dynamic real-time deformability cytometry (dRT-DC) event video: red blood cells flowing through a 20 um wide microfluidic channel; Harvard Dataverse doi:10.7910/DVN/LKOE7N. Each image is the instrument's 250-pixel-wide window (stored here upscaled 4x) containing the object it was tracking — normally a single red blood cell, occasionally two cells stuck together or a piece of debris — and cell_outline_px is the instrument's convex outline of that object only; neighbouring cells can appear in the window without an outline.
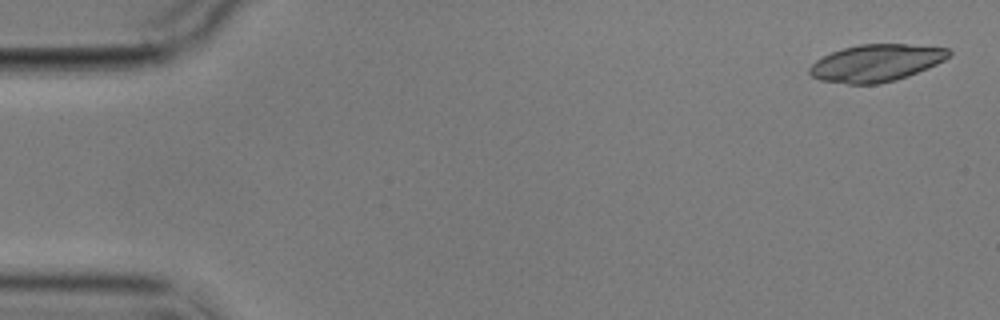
{"species": "common noctule bat (a hibernating species)", "species_latin": "Nyctalus noctula", "temperature_condition": "cold", "stored_images_in_passage": 4, "camera_frame_rate_fps": 3000, "um_per_image_px": 0.085, "animal": {"sex": "male", "body_mass_g": 17.9}, "frame": {"image": 1, "passage_image": 1, "time_ms": 0.0, "image_size_px": [1000, 320], "cell_outline_px": [[952, 52], [944, 60], [928, 68], [908, 76], [896, 80], [880, 84], [848, 84], [820, 80], [812, 76], [808, 72], [808, 68], [816, 60], [832, 52], [844, 48], [860, 44], [908, 44], [948, 48]], "centroid_in_image_um": [74.47, 5.36], "position_along_channel_um": 10.5, "area_um2": 30.11}}